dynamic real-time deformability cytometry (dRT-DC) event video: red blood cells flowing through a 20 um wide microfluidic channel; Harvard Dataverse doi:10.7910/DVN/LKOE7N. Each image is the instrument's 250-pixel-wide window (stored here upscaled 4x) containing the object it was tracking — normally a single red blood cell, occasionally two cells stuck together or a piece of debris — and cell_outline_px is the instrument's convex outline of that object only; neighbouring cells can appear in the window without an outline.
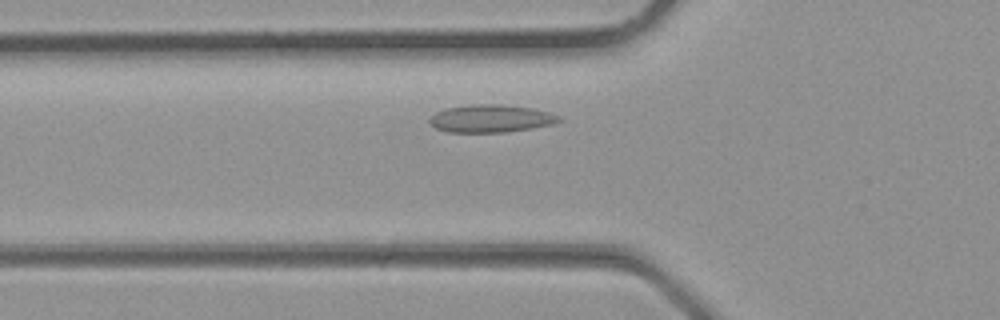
{"species": "common noctule bat (a hibernating species)", "species_latin": "Nyctalus noctula", "temperature_condition": "room temperature", "stored_images_in_passage": 23, "camera_frame_rate_fps": 3000, "um_per_image_px": 0.085, "animal": {"sex": "male", "body_mass_g": 23.1, "forearm_length_mm": 52.7}, "frame": {"image": 1, "passage_image": 4, "time_ms": 1.0, "image_size_px": [1000, 320], "cell_outline_px": [[560, 120], [552, 124], [532, 128], [504, 132], [448, 132], [436, 128], [428, 120], [436, 112], [444, 108], [472, 104], [500, 104], [532, 108], [548, 112], [560, 116]], "centroid_in_image_um": [41.7, 10.07], "position_along_channel_um": 84.1, "area_um2": 20.75}}
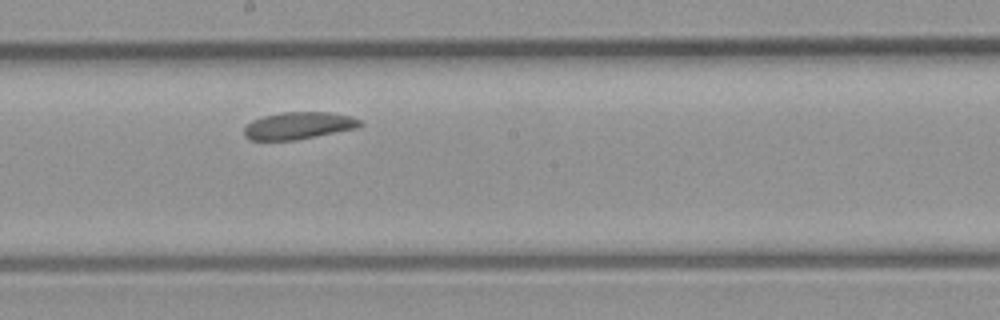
{"frame": {"image": 2, "passage_image": 11, "time_ms": 3.333, "image_size_px": [1000, 320], "cell_outline_px": [[364, 124], [356, 128], [296, 140], [248, 140], [244, 136], [244, 128], [252, 120], [264, 116], [280, 112], [328, 112], [352, 116], [360, 120]], "centroid_in_image_um": [25.36, 10.67], "position_along_channel_um": 222.8, "area_um2": 18.38}}
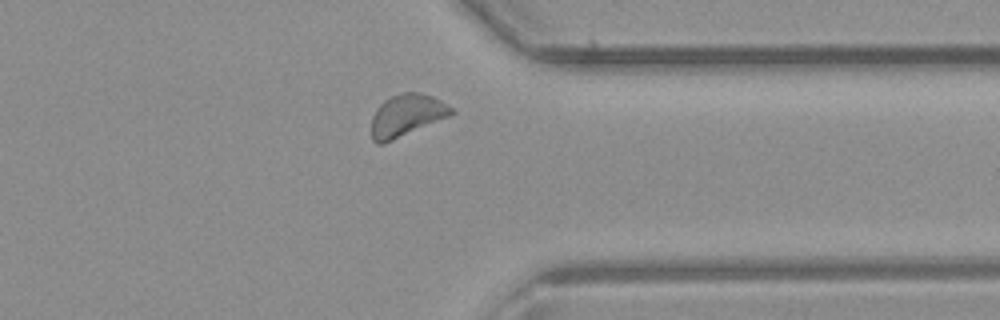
{"frame": {"image": 3, "passage_image": 19, "time_ms": 6.0, "image_size_px": [1000, 320], "cell_outline_px": [[456, 112], [448, 116], [384, 144], [376, 144], [372, 140], [372, 116], [376, 108], [384, 100], [392, 96], [404, 92], [420, 92], [432, 96], [456, 108]], "centroid_in_image_um": [34.56, 9.8], "position_along_channel_um": 376.8, "area_um2": 19.59}}